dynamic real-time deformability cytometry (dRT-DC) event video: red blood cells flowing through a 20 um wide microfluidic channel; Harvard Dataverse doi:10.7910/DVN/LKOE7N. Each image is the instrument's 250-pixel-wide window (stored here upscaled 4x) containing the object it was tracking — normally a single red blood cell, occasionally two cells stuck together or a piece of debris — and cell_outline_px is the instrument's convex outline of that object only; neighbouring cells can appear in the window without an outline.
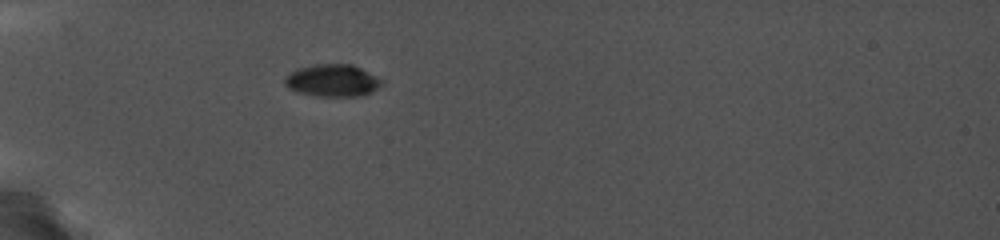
{"species": "common noctule bat (a hibernating species)", "species_latin": "Nyctalus noctula", "temperature_condition": "cold", "stored_images_in_passage": 25, "camera_frame_rate_fps": 5000, "um_per_image_px": 0.085, "animal": {"sex": "female", "body_mass_g": 19.0, "forearm_length_mm": 56.7}, "frame": {"image": 1, "passage_image": 1, "time_ms": 0.0, "image_size_px": [1000, 240], "cell_outline_px": [[384, 84], [372, 92], [364, 96], [316, 96], [296, 92], [288, 88], [284, 84], [284, 76], [296, 68], [316, 64], [352, 64], [384, 80]], "centroid_in_image_um": [28.25, 6.85], "position_along_channel_um": 56.7, "area_um2": 18.55}}